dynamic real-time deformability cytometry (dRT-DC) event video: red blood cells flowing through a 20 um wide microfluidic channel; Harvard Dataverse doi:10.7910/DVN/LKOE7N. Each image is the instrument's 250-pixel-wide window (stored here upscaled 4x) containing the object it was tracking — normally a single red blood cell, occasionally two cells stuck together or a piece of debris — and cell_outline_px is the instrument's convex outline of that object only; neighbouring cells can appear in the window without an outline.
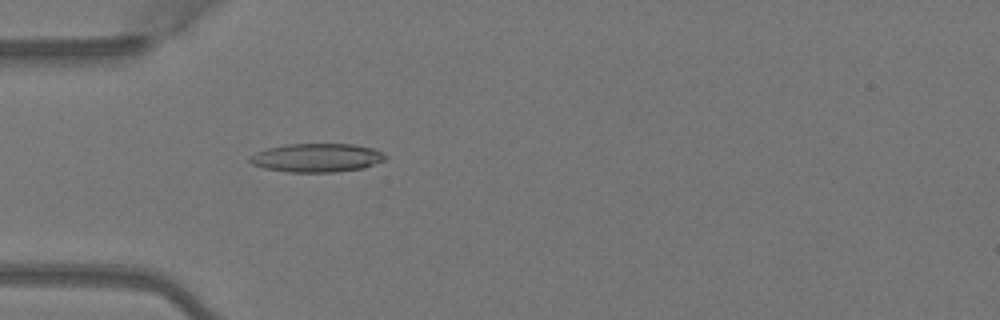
{"species": "Egyptian fruit bat (a non-hibernating species)", "species_latin": "Rousettus aegyptiacus", "temperature_condition": "warm", "stored_images_in_passage": 4, "camera_frame_rate_fps": 3000, "um_per_image_px": 0.085, "animal": {"sex": "female"}, "frame": {"image": 1, "passage_image": 4, "time_ms": 1.0, "image_size_px": [1000, 320], "cell_outline_px": [[388, 156], [384, 160], [364, 168], [336, 172], [288, 172], [264, 168], [252, 164], [248, 160], [248, 156], [256, 152], [268, 148], [288, 144], [352, 144], [376, 148]], "centroid_in_image_um": [26.94, 13.41], "position_along_channel_um": 58.1, "area_um2": 22.77}}